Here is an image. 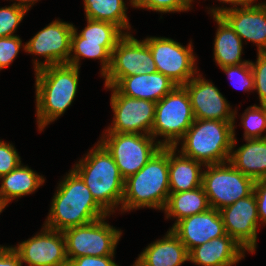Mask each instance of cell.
I'll return each mask as SVG.
<instances>
[{"mask_svg": "<svg viewBox=\"0 0 266 266\" xmlns=\"http://www.w3.org/2000/svg\"><path fill=\"white\" fill-rule=\"evenodd\" d=\"M0 179H2L0 194L8 203L14 198L33 193L45 182L36 171L22 164Z\"/></svg>", "mask_w": 266, "mask_h": 266, "instance_id": "obj_26", "label": "cell"}, {"mask_svg": "<svg viewBox=\"0 0 266 266\" xmlns=\"http://www.w3.org/2000/svg\"><path fill=\"white\" fill-rule=\"evenodd\" d=\"M169 194V147H161L136 174L125 179L121 210H164Z\"/></svg>", "mask_w": 266, "mask_h": 266, "instance_id": "obj_3", "label": "cell"}, {"mask_svg": "<svg viewBox=\"0 0 266 266\" xmlns=\"http://www.w3.org/2000/svg\"><path fill=\"white\" fill-rule=\"evenodd\" d=\"M57 189L44 224L47 228L63 232L110 215L96 202L85 182L73 169Z\"/></svg>", "mask_w": 266, "mask_h": 266, "instance_id": "obj_1", "label": "cell"}, {"mask_svg": "<svg viewBox=\"0 0 266 266\" xmlns=\"http://www.w3.org/2000/svg\"><path fill=\"white\" fill-rule=\"evenodd\" d=\"M144 41L151 50L157 72L176 85L186 84L198 73L191 43L183 47L179 42L165 37H148Z\"/></svg>", "mask_w": 266, "mask_h": 266, "instance_id": "obj_11", "label": "cell"}, {"mask_svg": "<svg viewBox=\"0 0 266 266\" xmlns=\"http://www.w3.org/2000/svg\"><path fill=\"white\" fill-rule=\"evenodd\" d=\"M189 261L185 245L171 231L149 244L135 261L139 266H180Z\"/></svg>", "mask_w": 266, "mask_h": 266, "instance_id": "obj_21", "label": "cell"}, {"mask_svg": "<svg viewBox=\"0 0 266 266\" xmlns=\"http://www.w3.org/2000/svg\"><path fill=\"white\" fill-rule=\"evenodd\" d=\"M246 144L233 151L235 131L229 162L254 181L266 180V138L245 139Z\"/></svg>", "mask_w": 266, "mask_h": 266, "instance_id": "obj_22", "label": "cell"}, {"mask_svg": "<svg viewBox=\"0 0 266 266\" xmlns=\"http://www.w3.org/2000/svg\"><path fill=\"white\" fill-rule=\"evenodd\" d=\"M43 227L41 233L13 247L22 264L25 262L28 266H68L63 232Z\"/></svg>", "mask_w": 266, "mask_h": 266, "instance_id": "obj_14", "label": "cell"}, {"mask_svg": "<svg viewBox=\"0 0 266 266\" xmlns=\"http://www.w3.org/2000/svg\"><path fill=\"white\" fill-rule=\"evenodd\" d=\"M155 72V61L147 43L126 32L113 49L110 67L103 77L105 87H110L115 86L123 77Z\"/></svg>", "mask_w": 266, "mask_h": 266, "instance_id": "obj_10", "label": "cell"}, {"mask_svg": "<svg viewBox=\"0 0 266 266\" xmlns=\"http://www.w3.org/2000/svg\"><path fill=\"white\" fill-rule=\"evenodd\" d=\"M193 0H130L135 8H146L162 13L181 12L190 9Z\"/></svg>", "mask_w": 266, "mask_h": 266, "instance_id": "obj_32", "label": "cell"}, {"mask_svg": "<svg viewBox=\"0 0 266 266\" xmlns=\"http://www.w3.org/2000/svg\"><path fill=\"white\" fill-rule=\"evenodd\" d=\"M20 159L12 144L0 140V177L18 167L21 164Z\"/></svg>", "mask_w": 266, "mask_h": 266, "instance_id": "obj_36", "label": "cell"}, {"mask_svg": "<svg viewBox=\"0 0 266 266\" xmlns=\"http://www.w3.org/2000/svg\"><path fill=\"white\" fill-rule=\"evenodd\" d=\"M0 266H22L20 256L13 247L0 245Z\"/></svg>", "mask_w": 266, "mask_h": 266, "instance_id": "obj_39", "label": "cell"}, {"mask_svg": "<svg viewBox=\"0 0 266 266\" xmlns=\"http://www.w3.org/2000/svg\"><path fill=\"white\" fill-rule=\"evenodd\" d=\"M73 170L82 178L96 202L109 214L122 203L124 178L113 157L98 141Z\"/></svg>", "mask_w": 266, "mask_h": 266, "instance_id": "obj_4", "label": "cell"}, {"mask_svg": "<svg viewBox=\"0 0 266 266\" xmlns=\"http://www.w3.org/2000/svg\"><path fill=\"white\" fill-rule=\"evenodd\" d=\"M27 11L15 3L0 8V38L15 36V30Z\"/></svg>", "mask_w": 266, "mask_h": 266, "instance_id": "obj_31", "label": "cell"}, {"mask_svg": "<svg viewBox=\"0 0 266 266\" xmlns=\"http://www.w3.org/2000/svg\"><path fill=\"white\" fill-rule=\"evenodd\" d=\"M221 69L229 76L230 80L234 81L233 85H237V88H242L245 92L254 90V77L252 74L250 62L239 65L226 66L222 67Z\"/></svg>", "mask_w": 266, "mask_h": 266, "instance_id": "obj_33", "label": "cell"}, {"mask_svg": "<svg viewBox=\"0 0 266 266\" xmlns=\"http://www.w3.org/2000/svg\"><path fill=\"white\" fill-rule=\"evenodd\" d=\"M8 205V202L5 198L0 194V213L4 210V208Z\"/></svg>", "mask_w": 266, "mask_h": 266, "instance_id": "obj_42", "label": "cell"}, {"mask_svg": "<svg viewBox=\"0 0 266 266\" xmlns=\"http://www.w3.org/2000/svg\"><path fill=\"white\" fill-rule=\"evenodd\" d=\"M218 24L214 40V59L220 68L249 63L248 60H241L242 40L230 25L221 17L213 16Z\"/></svg>", "mask_w": 266, "mask_h": 266, "instance_id": "obj_24", "label": "cell"}, {"mask_svg": "<svg viewBox=\"0 0 266 266\" xmlns=\"http://www.w3.org/2000/svg\"><path fill=\"white\" fill-rule=\"evenodd\" d=\"M116 44L117 42L86 41V39L78 34L77 29L74 27L70 51L71 54L74 52V55H70L67 64L80 68V57L100 59L102 63L101 75L104 76L110 67L112 51Z\"/></svg>", "mask_w": 266, "mask_h": 266, "instance_id": "obj_27", "label": "cell"}, {"mask_svg": "<svg viewBox=\"0 0 266 266\" xmlns=\"http://www.w3.org/2000/svg\"><path fill=\"white\" fill-rule=\"evenodd\" d=\"M253 193L257 202L259 220L261 224L266 223V180L255 181Z\"/></svg>", "mask_w": 266, "mask_h": 266, "instance_id": "obj_38", "label": "cell"}, {"mask_svg": "<svg viewBox=\"0 0 266 266\" xmlns=\"http://www.w3.org/2000/svg\"><path fill=\"white\" fill-rule=\"evenodd\" d=\"M171 231L188 252L198 245L226 235L220 211L213 208L178 221Z\"/></svg>", "mask_w": 266, "mask_h": 266, "instance_id": "obj_17", "label": "cell"}, {"mask_svg": "<svg viewBox=\"0 0 266 266\" xmlns=\"http://www.w3.org/2000/svg\"><path fill=\"white\" fill-rule=\"evenodd\" d=\"M197 75L183 86L186 88L195 119L234 122L236 111L211 82Z\"/></svg>", "mask_w": 266, "mask_h": 266, "instance_id": "obj_16", "label": "cell"}, {"mask_svg": "<svg viewBox=\"0 0 266 266\" xmlns=\"http://www.w3.org/2000/svg\"><path fill=\"white\" fill-rule=\"evenodd\" d=\"M246 251L228 234L198 245L188 252L189 261L201 266H233Z\"/></svg>", "mask_w": 266, "mask_h": 266, "instance_id": "obj_19", "label": "cell"}, {"mask_svg": "<svg viewBox=\"0 0 266 266\" xmlns=\"http://www.w3.org/2000/svg\"><path fill=\"white\" fill-rule=\"evenodd\" d=\"M133 266H139L136 262H134Z\"/></svg>", "mask_w": 266, "mask_h": 266, "instance_id": "obj_44", "label": "cell"}, {"mask_svg": "<svg viewBox=\"0 0 266 266\" xmlns=\"http://www.w3.org/2000/svg\"><path fill=\"white\" fill-rule=\"evenodd\" d=\"M177 147H169V191L178 193L202 186V163L182 153L176 156Z\"/></svg>", "mask_w": 266, "mask_h": 266, "instance_id": "obj_23", "label": "cell"}, {"mask_svg": "<svg viewBox=\"0 0 266 266\" xmlns=\"http://www.w3.org/2000/svg\"><path fill=\"white\" fill-rule=\"evenodd\" d=\"M226 234L232 237L246 251L254 253L257 241L258 217L255 194L239 199L234 204L222 208Z\"/></svg>", "mask_w": 266, "mask_h": 266, "instance_id": "obj_15", "label": "cell"}, {"mask_svg": "<svg viewBox=\"0 0 266 266\" xmlns=\"http://www.w3.org/2000/svg\"><path fill=\"white\" fill-rule=\"evenodd\" d=\"M206 168L202 171V187L211 208L221 210L253 192L255 181L229 161L206 165Z\"/></svg>", "mask_w": 266, "mask_h": 266, "instance_id": "obj_7", "label": "cell"}, {"mask_svg": "<svg viewBox=\"0 0 266 266\" xmlns=\"http://www.w3.org/2000/svg\"><path fill=\"white\" fill-rule=\"evenodd\" d=\"M74 25L55 20L40 30L24 46L25 52L40 55L44 62L34 60L35 71L46 66L68 63Z\"/></svg>", "mask_w": 266, "mask_h": 266, "instance_id": "obj_13", "label": "cell"}, {"mask_svg": "<svg viewBox=\"0 0 266 266\" xmlns=\"http://www.w3.org/2000/svg\"><path fill=\"white\" fill-rule=\"evenodd\" d=\"M207 195L202 186L178 193H170L164 208L166 217L176 218L174 225L191 215L210 209Z\"/></svg>", "mask_w": 266, "mask_h": 266, "instance_id": "obj_25", "label": "cell"}, {"mask_svg": "<svg viewBox=\"0 0 266 266\" xmlns=\"http://www.w3.org/2000/svg\"><path fill=\"white\" fill-rule=\"evenodd\" d=\"M235 122L195 119L186 131L181 152L204 166L229 161Z\"/></svg>", "mask_w": 266, "mask_h": 266, "instance_id": "obj_5", "label": "cell"}, {"mask_svg": "<svg viewBox=\"0 0 266 266\" xmlns=\"http://www.w3.org/2000/svg\"><path fill=\"white\" fill-rule=\"evenodd\" d=\"M84 10L88 19L110 22L121 30L131 29L124 0H84Z\"/></svg>", "mask_w": 266, "mask_h": 266, "instance_id": "obj_28", "label": "cell"}, {"mask_svg": "<svg viewBox=\"0 0 266 266\" xmlns=\"http://www.w3.org/2000/svg\"><path fill=\"white\" fill-rule=\"evenodd\" d=\"M87 19V26L79 34L86 41L118 42L126 33L113 23Z\"/></svg>", "mask_w": 266, "mask_h": 266, "instance_id": "obj_29", "label": "cell"}, {"mask_svg": "<svg viewBox=\"0 0 266 266\" xmlns=\"http://www.w3.org/2000/svg\"><path fill=\"white\" fill-rule=\"evenodd\" d=\"M257 54V61L250 62L254 77V90L258 92L260 105H266V52Z\"/></svg>", "mask_w": 266, "mask_h": 266, "instance_id": "obj_34", "label": "cell"}, {"mask_svg": "<svg viewBox=\"0 0 266 266\" xmlns=\"http://www.w3.org/2000/svg\"><path fill=\"white\" fill-rule=\"evenodd\" d=\"M230 9L220 15L242 39L257 44L258 52H266V16L258 4Z\"/></svg>", "mask_w": 266, "mask_h": 266, "instance_id": "obj_18", "label": "cell"}, {"mask_svg": "<svg viewBox=\"0 0 266 266\" xmlns=\"http://www.w3.org/2000/svg\"><path fill=\"white\" fill-rule=\"evenodd\" d=\"M18 1V3H16L19 7L25 9L26 11L29 10V8H31L32 4L35 3V1L37 2L38 0H16Z\"/></svg>", "mask_w": 266, "mask_h": 266, "instance_id": "obj_41", "label": "cell"}, {"mask_svg": "<svg viewBox=\"0 0 266 266\" xmlns=\"http://www.w3.org/2000/svg\"><path fill=\"white\" fill-rule=\"evenodd\" d=\"M114 256H82L68 261V266H119Z\"/></svg>", "mask_w": 266, "mask_h": 266, "instance_id": "obj_37", "label": "cell"}, {"mask_svg": "<svg viewBox=\"0 0 266 266\" xmlns=\"http://www.w3.org/2000/svg\"><path fill=\"white\" fill-rule=\"evenodd\" d=\"M177 85L160 72L123 77L114 87L123 95L158 102Z\"/></svg>", "mask_w": 266, "mask_h": 266, "instance_id": "obj_20", "label": "cell"}, {"mask_svg": "<svg viewBox=\"0 0 266 266\" xmlns=\"http://www.w3.org/2000/svg\"><path fill=\"white\" fill-rule=\"evenodd\" d=\"M105 218L63 231L68 261L82 256H114L122 233Z\"/></svg>", "mask_w": 266, "mask_h": 266, "instance_id": "obj_9", "label": "cell"}, {"mask_svg": "<svg viewBox=\"0 0 266 266\" xmlns=\"http://www.w3.org/2000/svg\"><path fill=\"white\" fill-rule=\"evenodd\" d=\"M100 143L113 157L121 176L136 174L162 147L151 135L137 133H104Z\"/></svg>", "mask_w": 266, "mask_h": 266, "instance_id": "obj_8", "label": "cell"}, {"mask_svg": "<svg viewBox=\"0 0 266 266\" xmlns=\"http://www.w3.org/2000/svg\"><path fill=\"white\" fill-rule=\"evenodd\" d=\"M36 116L39 131L61 116L73 102L79 68L70 64L46 66L35 71Z\"/></svg>", "mask_w": 266, "mask_h": 266, "instance_id": "obj_2", "label": "cell"}, {"mask_svg": "<svg viewBox=\"0 0 266 266\" xmlns=\"http://www.w3.org/2000/svg\"><path fill=\"white\" fill-rule=\"evenodd\" d=\"M21 46L22 40L17 35L0 38V70L13 62Z\"/></svg>", "mask_w": 266, "mask_h": 266, "instance_id": "obj_35", "label": "cell"}, {"mask_svg": "<svg viewBox=\"0 0 266 266\" xmlns=\"http://www.w3.org/2000/svg\"><path fill=\"white\" fill-rule=\"evenodd\" d=\"M106 88L113 89L111 107L114 112L113 125L106 133L151 135L156 102L125 96L114 86Z\"/></svg>", "mask_w": 266, "mask_h": 266, "instance_id": "obj_12", "label": "cell"}, {"mask_svg": "<svg viewBox=\"0 0 266 266\" xmlns=\"http://www.w3.org/2000/svg\"><path fill=\"white\" fill-rule=\"evenodd\" d=\"M219 1L223 2V3H230V4H232L233 7L232 8H224V7L220 8V7H218L215 9L212 8L210 12L212 13L213 16H220L224 12H226L230 9H236L237 5L243 7V6L251 4L252 2H255V0H219Z\"/></svg>", "mask_w": 266, "mask_h": 266, "instance_id": "obj_40", "label": "cell"}, {"mask_svg": "<svg viewBox=\"0 0 266 266\" xmlns=\"http://www.w3.org/2000/svg\"><path fill=\"white\" fill-rule=\"evenodd\" d=\"M241 121L245 128V139L266 138V135L261 136L266 131V105L250 106L245 110Z\"/></svg>", "mask_w": 266, "mask_h": 266, "instance_id": "obj_30", "label": "cell"}, {"mask_svg": "<svg viewBox=\"0 0 266 266\" xmlns=\"http://www.w3.org/2000/svg\"><path fill=\"white\" fill-rule=\"evenodd\" d=\"M258 5L262 8V10L266 16V3H261V4L259 3Z\"/></svg>", "mask_w": 266, "mask_h": 266, "instance_id": "obj_43", "label": "cell"}, {"mask_svg": "<svg viewBox=\"0 0 266 266\" xmlns=\"http://www.w3.org/2000/svg\"><path fill=\"white\" fill-rule=\"evenodd\" d=\"M194 121L189 94L183 85H177L156 103L151 136H163L162 147H177Z\"/></svg>", "mask_w": 266, "mask_h": 266, "instance_id": "obj_6", "label": "cell"}]
</instances>
